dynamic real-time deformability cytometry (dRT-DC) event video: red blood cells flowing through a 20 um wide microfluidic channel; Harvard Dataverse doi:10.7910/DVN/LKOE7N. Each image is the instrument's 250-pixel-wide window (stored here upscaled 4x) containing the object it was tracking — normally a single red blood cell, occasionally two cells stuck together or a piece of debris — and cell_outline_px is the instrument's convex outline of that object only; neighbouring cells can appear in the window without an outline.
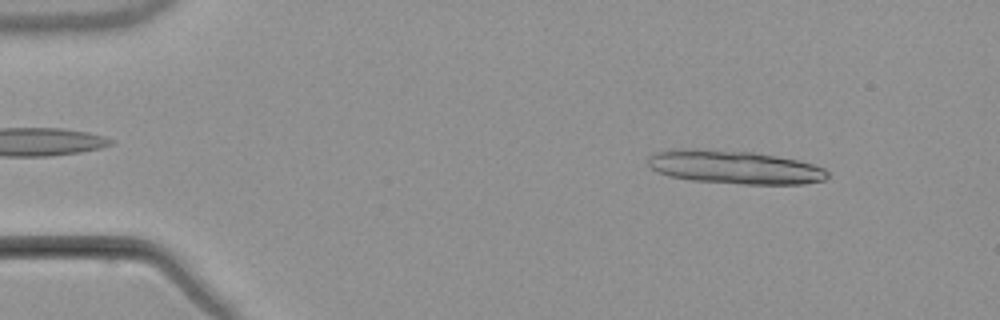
{"species": "common noctule bat (a hibernating species)", "species_latin": "Nyctalus noctula", "temperature_condition": "warm", "stored_images_in_passage": 7, "camera_frame_rate_fps": 3000, "um_per_image_px": 0.085, "animal": {"sex": "male", "body_mass_g": 21.5, "forearm_length_mm": 52.0}, "frame": {"image": 1, "passage_image": 1, "time_ms": 0.0, "image_size_px": [1000, 320], "cell_outline_px": [[828, 176], [824, 180], [804, 184], [744, 184], [692, 180], [668, 176], [652, 168], [648, 164], [648, 156], [652, 152], [672, 148], [688, 148], [752, 152], [776, 156], [796, 160], [812, 164], [824, 168], [828, 172]], "centroid_in_image_um": [62.38, 14.2], "position_along_channel_um": 22.6, "area_um2": 34.97}}
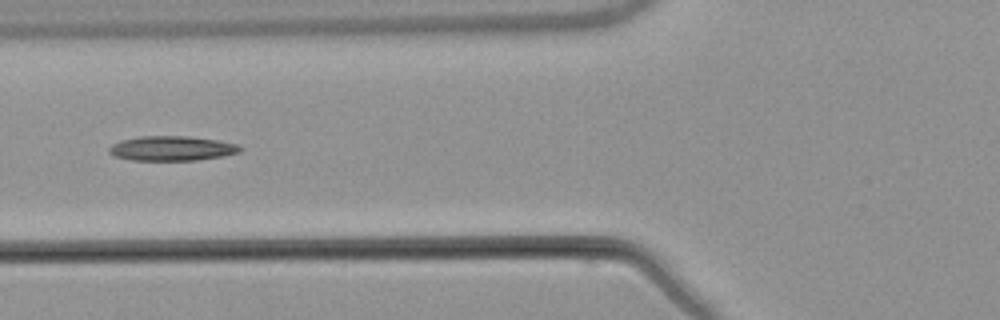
{"frame": {"image": 2, "passage_image": 5, "time_ms": 5.0, "image_size_px": [1000, 320], "cell_outline_px": [[244, 148], [240, 152], [224, 156], [196, 160], [132, 160], [112, 156], [108, 152], [108, 148], [112, 144], [120, 140], [140, 136], [188, 136], [216, 140], [240, 144]], "centroid_in_image_um": [14.61, 12.61], "position_along_channel_um": 111.2, "area_um2": 19.07}}
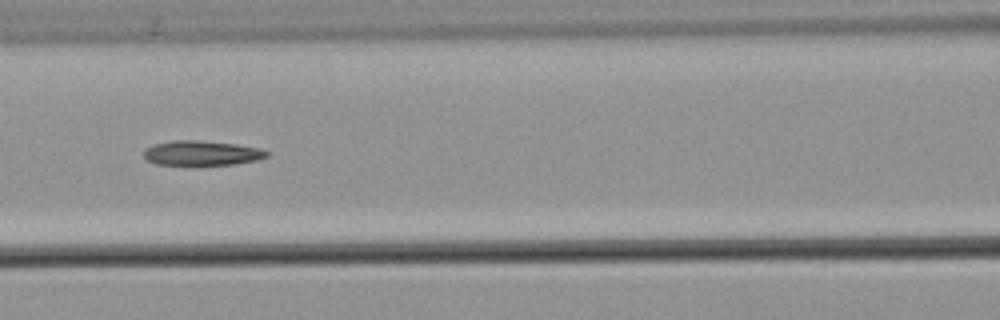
{"frame": {"image": 3, "passage_image": 6, "time_ms": 6.0, "image_size_px": [1000, 320], "cell_outline_px": [[268, 156], [256, 160], [236, 164], [156, 164], [148, 160], [144, 156], [144, 148], [152, 144], [172, 140], [200, 140], [236, 144], [260, 148], [268, 152]], "centroid_in_image_um": [17.13, 12.99], "position_along_channel_um": 149.5, "area_um2": 17.63}}